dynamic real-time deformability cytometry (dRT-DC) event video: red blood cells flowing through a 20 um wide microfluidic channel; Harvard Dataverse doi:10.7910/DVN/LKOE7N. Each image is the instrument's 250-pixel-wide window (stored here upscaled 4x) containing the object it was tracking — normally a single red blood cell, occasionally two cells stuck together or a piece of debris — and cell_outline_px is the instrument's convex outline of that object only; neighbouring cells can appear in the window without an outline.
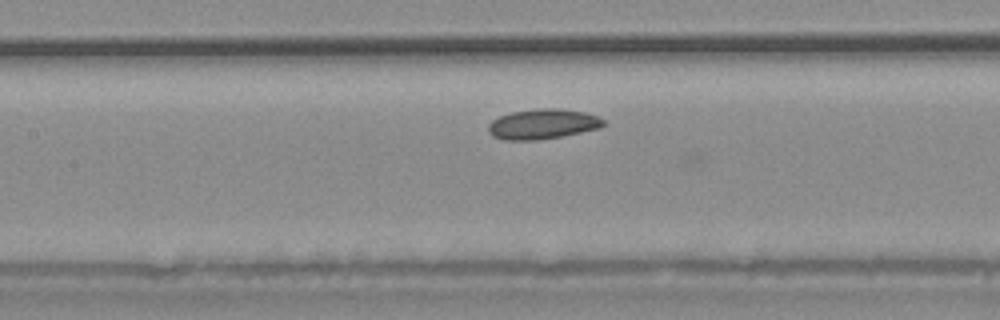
{"species": "common noctule bat (a hibernating species)", "species_latin": "Nyctalus noctula", "temperature_condition": "warm", "stored_images_in_passage": 21, "camera_frame_rate_fps": 3000, "um_per_image_px": 0.085, "animal": {"sex": "male", "body_mass_g": 20.4}, "frame": {"image": 1, "passage_image": 11, "time_ms": 3.333, "image_size_px": [1000, 320], "cell_outline_px": [[604, 124], [600, 128], [560, 136], [536, 140], [504, 140], [492, 136], [488, 132], [488, 124], [492, 120], [500, 116], [512, 112], [536, 108], [560, 108], [584, 112], [596, 116], [604, 120]], "centroid_in_image_um": [46.09, 10.54], "position_along_channel_um": 161.3, "area_um2": 20.11}}
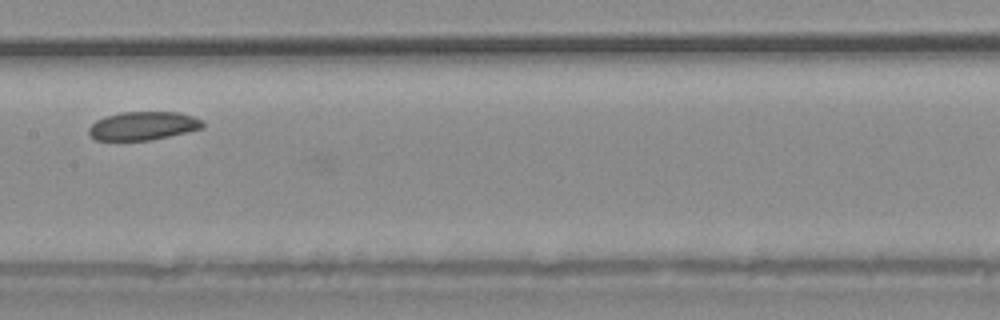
{"frame": {"image": 2, "passage_image": 13, "time_ms": 4.0, "image_size_px": [1000, 320], "cell_outline_px": [[204, 128], [152, 140], [96, 140], [88, 136], [88, 128], [96, 120], [104, 116], [120, 112], [180, 112], [204, 120]], "centroid_in_image_um": [12.15, 10.69], "position_along_channel_um": 195.2, "area_um2": 19.13}}
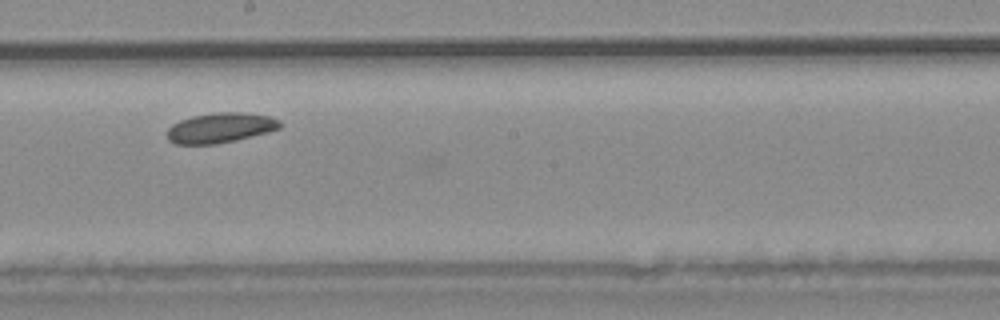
{"frame": {"image": 3, "passage_image": 15, "time_ms": 4.667, "image_size_px": [1000, 320], "cell_outline_px": [[280, 128], [268, 132], [236, 140], [216, 144], [176, 144], [168, 140], [168, 128], [172, 124], [180, 120], [192, 116], [212, 112], [244, 112], [268, 116], [280, 120]], "centroid_in_image_um": [18.72, 10.86], "position_along_channel_um": 229.5, "area_um2": 19.77}}